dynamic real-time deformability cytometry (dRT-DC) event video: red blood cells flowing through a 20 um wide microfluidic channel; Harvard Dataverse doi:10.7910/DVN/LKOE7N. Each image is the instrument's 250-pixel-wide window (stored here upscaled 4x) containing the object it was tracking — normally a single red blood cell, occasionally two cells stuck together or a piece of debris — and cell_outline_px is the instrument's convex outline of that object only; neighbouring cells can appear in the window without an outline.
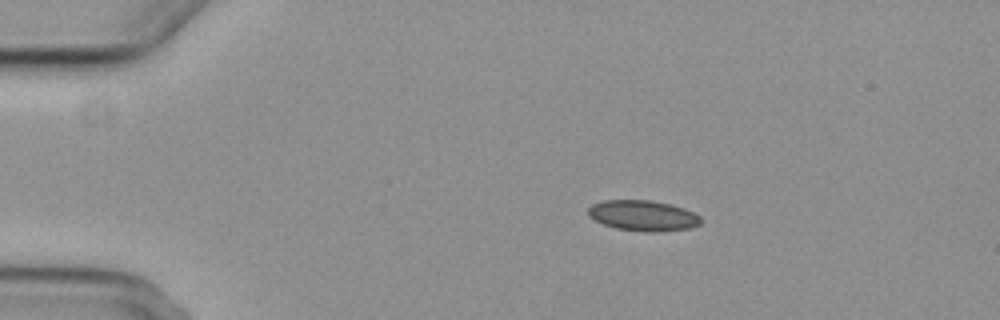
{"species": "common noctule bat (a hibernating species)", "species_latin": "Nyctalus noctula", "temperature_condition": "cold", "stored_images_in_passage": 7, "camera_frame_rate_fps": 3000, "um_per_image_px": 0.085, "animal": {"sex": "female", "body_mass_g": 29.2, "forearm_length_mm": 56.3}, "frame": {"image": 1, "passage_image": 2, "time_ms": 1.333, "image_size_px": [1000, 320], "cell_outline_px": [[700, 224], [692, 228], [660, 232], [648, 232], [616, 228], [604, 224], [588, 216], [588, 208], [592, 204], [604, 200], [648, 200], [668, 204], [684, 208], [700, 216]], "centroid_in_image_um": [54.66, 18.33], "position_along_channel_um": 30.3, "area_um2": 20.0}}
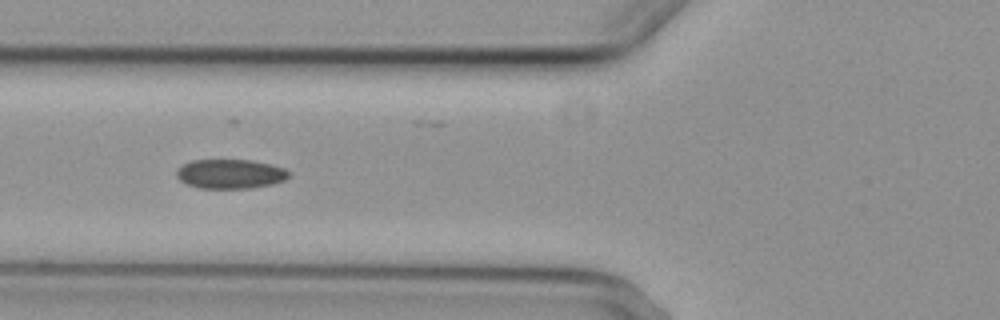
{"frame": {"image": 2, "passage_image": 5, "time_ms": 5.0, "image_size_px": [1000, 320], "cell_outline_px": [[288, 176], [284, 180], [272, 184], [252, 188], [200, 188], [188, 184], [180, 180], [176, 176], [176, 168], [192, 160], [252, 160], [272, 164], [284, 168], [288, 172]], "centroid_in_image_um": [19.56, 14.78], "position_along_channel_um": 106.2, "area_um2": 19.19}}
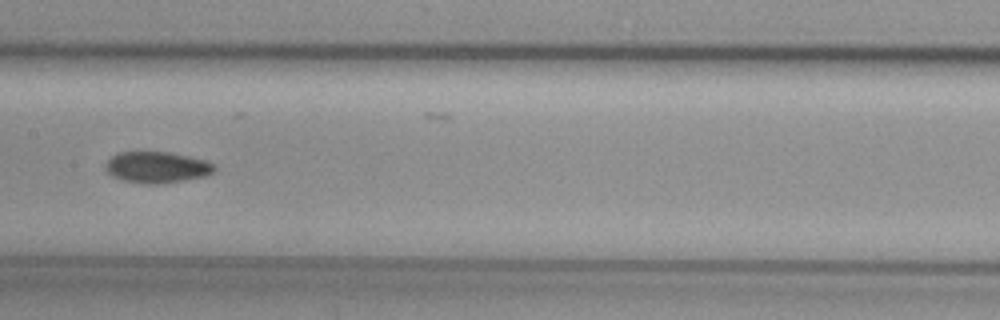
{"frame": {"image": 3, "passage_image": 7, "time_ms": 7.333, "image_size_px": [1000, 320], "cell_outline_px": [[216, 168], [212, 172], [204, 176], [184, 180], [156, 184], [148, 184], [124, 180], [112, 176], [104, 168], [104, 164], [116, 152], [172, 152], [204, 160], [216, 164]], "centroid_in_image_um": [13.32, 14.2], "position_along_channel_um": 194.1, "area_um2": 19.77}}